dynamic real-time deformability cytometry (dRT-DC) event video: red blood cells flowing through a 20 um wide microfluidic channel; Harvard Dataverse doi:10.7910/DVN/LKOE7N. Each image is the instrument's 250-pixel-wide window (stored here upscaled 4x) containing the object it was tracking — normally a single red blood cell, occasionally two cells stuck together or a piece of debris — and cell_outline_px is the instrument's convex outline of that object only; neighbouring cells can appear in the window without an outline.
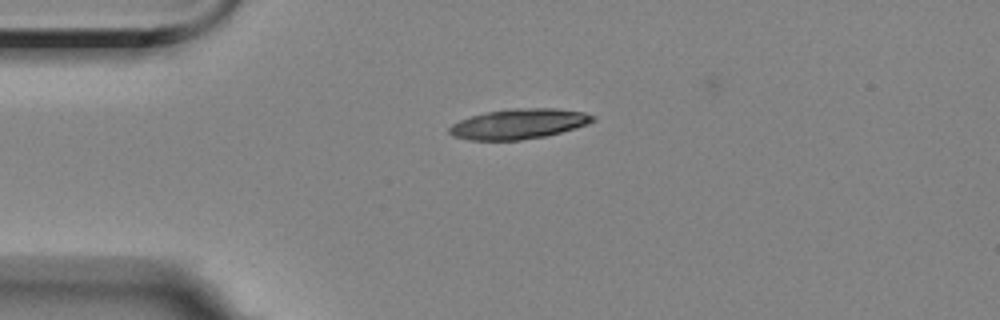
{"species": "Egyptian fruit bat (a non-hibernating species)", "species_latin": "Rousettus aegyptiacus", "temperature_condition": "room temperature", "stored_images_in_passage": 3, "camera_frame_rate_fps": 3000, "um_per_image_px": 0.085, "animal": {"sex": "female"}, "frame": {"image": 1, "passage_image": 3, "time_ms": 3.333, "image_size_px": [1000, 320], "cell_outline_px": [[596, 120], [588, 124], [560, 132], [544, 136], [520, 140], [468, 140], [452, 136], [448, 132], [448, 128], [452, 124], [460, 120], [472, 116], [488, 112], [512, 108], [556, 108], [584, 112], [596, 116]], "centroid_in_image_um": [44.1, 10.53], "position_along_channel_um": 40.9, "area_um2": 25.14}}